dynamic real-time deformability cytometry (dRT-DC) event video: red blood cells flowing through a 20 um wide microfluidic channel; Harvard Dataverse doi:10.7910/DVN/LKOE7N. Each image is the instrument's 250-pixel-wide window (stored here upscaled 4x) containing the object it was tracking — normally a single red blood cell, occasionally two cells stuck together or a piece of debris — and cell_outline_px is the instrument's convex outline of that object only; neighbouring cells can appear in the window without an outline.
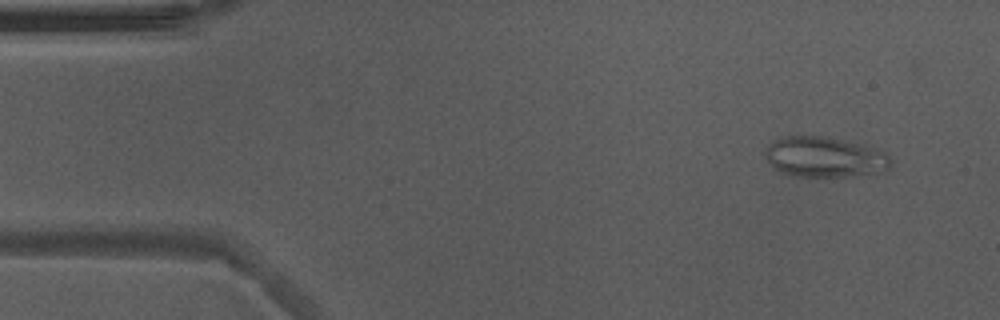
{"species": "Egyptian fruit bat (a non-hibernating species)", "species_latin": "Rousettus aegyptiacus", "temperature_condition": "warm", "stored_images_in_passage": 45, "camera_frame_rate_fps": 3000, "um_per_image_px": 0.085, "animal": {"sex": "male"}, "frame": {"image": 1, "passage_image": 4, "time_ms": 1.0, "image_size_px": [1000, 320], "cell_outline_px": [[892, 160], [888, 168], [872, 172], [844, 176], [796, 176], [780, 172], [772, 168], [764, 156], [764, 152], [768, 144], [784, 136], [824, 136], [864, 144], [884, 152]], "centroid_in_image_um": [70.01, 13.33], "position_along_channel_um": 15.0, "area_um2": 29.3}}
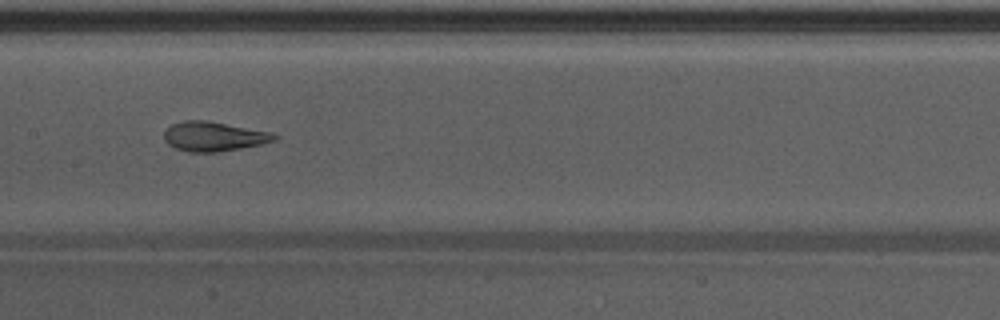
{"frame": {"image": 2, "passage_image": 25, "time_ms": 8.0, "image_size_px": [1000, 320], "cell_outline_px": [[280, 136], [276, 140], [260, 144], [240, 148], [216, 152], [188, 152], [176, 148], [168, 144], [164, 140], [164, 132], [172, 124], [184, 120], [208, 120], [272, 132]], "centroid_in_image_um": [18.18, 11.59], "position_along_channel_um": 189.2, "area_um2": 19.02}}
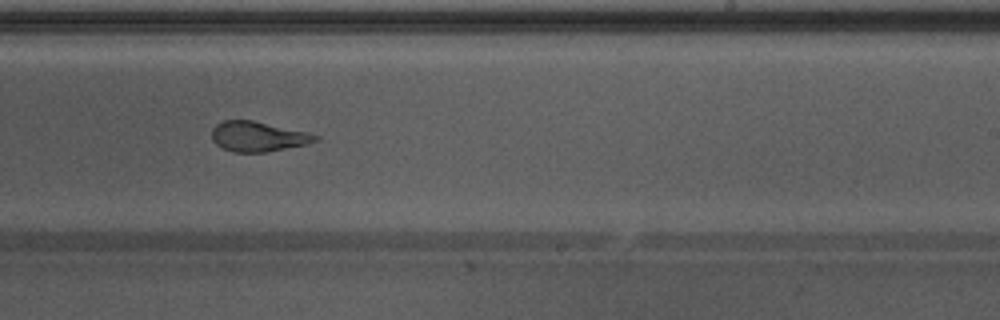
{"frame": {"image": 3, "passage_image": 31, "time_ms": 10.0, "image_size_px": [1000, 320], "cell_outline_px": [[320, 140], [304, 144], [268, 152], [232, 152], [216, 144], [212, 140], [212, 128], [216, 124], [224, 120], [252, 120], [308, 132], [320, 136]], "centroid_in_image_um": [21.92, 11.6], "position_along_channel_um": 267.1, "area_um2": 18.09}, "authors_computed_cell_mechanics": {"area_um2": 20.0566, "velocity_mm_per_s": 3.9104, "shape_relaxation_time_tau1_ms": null, "shape_relaxation_time_tau2_ms": 1.6898, "deformation_change_tau1": null, "deformation_change_tau2": 0.0713}}